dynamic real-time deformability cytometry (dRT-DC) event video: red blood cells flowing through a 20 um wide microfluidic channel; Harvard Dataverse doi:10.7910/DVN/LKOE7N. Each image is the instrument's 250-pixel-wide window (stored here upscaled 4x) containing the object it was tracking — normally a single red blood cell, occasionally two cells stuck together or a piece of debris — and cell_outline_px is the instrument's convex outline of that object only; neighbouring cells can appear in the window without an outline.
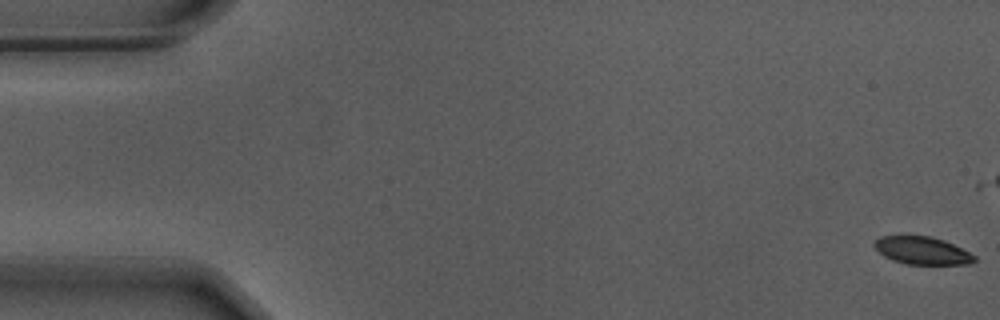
{"species": "Egyptian fruit bat (a non-hibernating species)", "species_latin": "Rousettus aegyptiacus", "temperature_condition": "warm", "stored_images_in_passage": 27, "camera_frame_rate_fps": 3000, "um_per_image_px": 0.085, "animal": {"sex": "male"}, "frame": {"image": 1, "passage_image": 1, "time_ms": 0.0, "image_size_px": [1000, 320], "cell_outline_px": [[976, 260], [968, 264], [904, 264], [892, 260], [884, 256], [872, 244], [880, 236], [900, 232], [932, 236], [944, 240], [976, 256]], "centroid_in_image_um": [78.3, 21.24], "position_along_channel_um": 6.7, "area_um2": 16.76}}
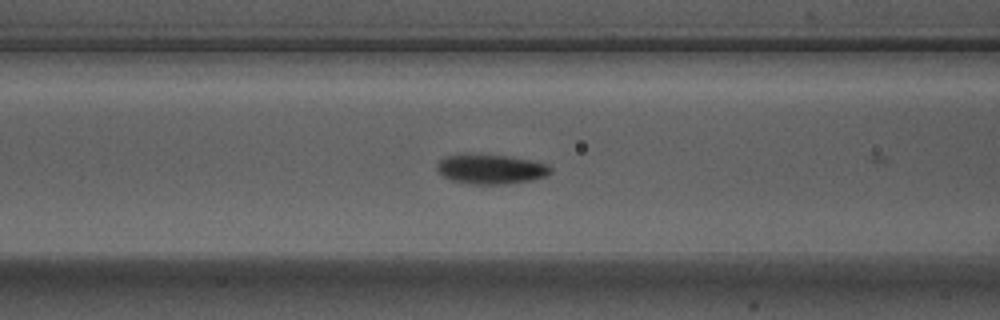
{"frame": {"image": 2, "passage_image": 23, "time_ms": 7.333, "image_size_px": [1000, 320], "cell_outline_px": [[552, 172], [548, 176], [532, 180], [508, 184], [468, 184], [452, 180], [444, 176], [436, 168], [436, 164], [440, 160], [448, 156], [508, 156], [532, 160], [548, 164], [552, 168]], "centroid_in_image_um": [41.81, 14.41], "position_along_channel_um": 124.8, "area_um2": 19.25}}
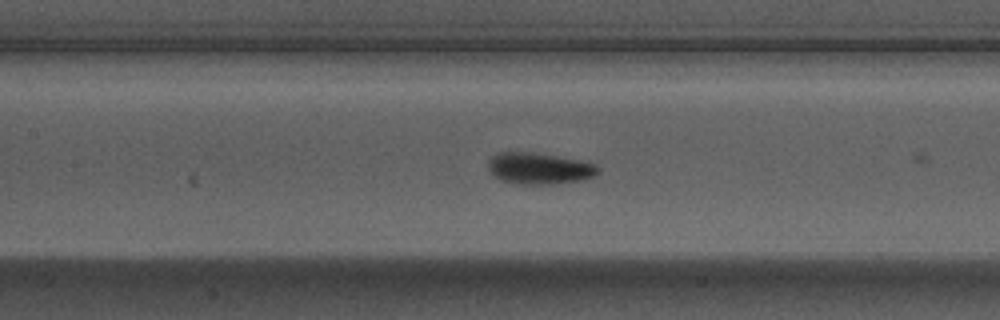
{"frame": {"image": 3, "passage_image": 26, "time_ms": 8.333, "image_size_px": [1000, 320], "cell_outline_px": [[600, 172], [584, 180], [548, 184], [512, 184], [500, 180], [492, 176], [488, 168], [488, 160], [492, 156], [500, 152], [532, 152], [556, 156], [596, 164], [600, 168]], "centroid_in_image_um": [45.79, 14.33], "position_along_channel_um": 161.6, "area_um2": 20.23}}